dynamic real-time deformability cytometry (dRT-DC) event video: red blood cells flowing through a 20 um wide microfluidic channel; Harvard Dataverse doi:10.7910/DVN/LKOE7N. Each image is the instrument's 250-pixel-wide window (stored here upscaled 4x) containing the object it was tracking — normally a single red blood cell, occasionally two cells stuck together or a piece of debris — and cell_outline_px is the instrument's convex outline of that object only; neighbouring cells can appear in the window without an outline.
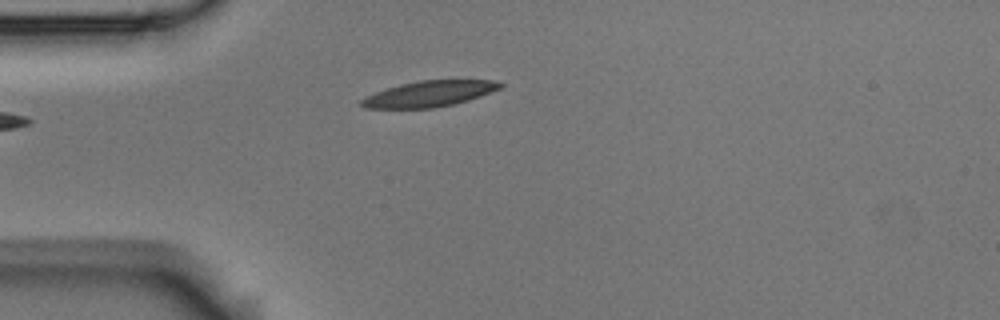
{"species": "Egyptian fruit bat (a non-hibernating species)", "species_latin": "Rousettus aegyptiacus", "temperature_condition": "room temperature", "stored_images_in_passage": 4, "camera_frame_rate_fps": 3000, "um_per_image_px": 0.085, "animal": {"sex": "male"}, "frame": {"image": 1, "passage_image": 4, "time_ms": 1.0, "image_size_px": [1000, 320], "cell_outline_px": [[504, 84], [500, 88], [480, 96], [456, 104], [432, 108], [364, 108], [360, 104], [360, 100], [376, 92], [400, 84], [420, 80], [492, 80]], "centroid_in_image_um": [36.49, 7.97], "position_along_channel_um": 48.5, "area_um2": 20.69}}